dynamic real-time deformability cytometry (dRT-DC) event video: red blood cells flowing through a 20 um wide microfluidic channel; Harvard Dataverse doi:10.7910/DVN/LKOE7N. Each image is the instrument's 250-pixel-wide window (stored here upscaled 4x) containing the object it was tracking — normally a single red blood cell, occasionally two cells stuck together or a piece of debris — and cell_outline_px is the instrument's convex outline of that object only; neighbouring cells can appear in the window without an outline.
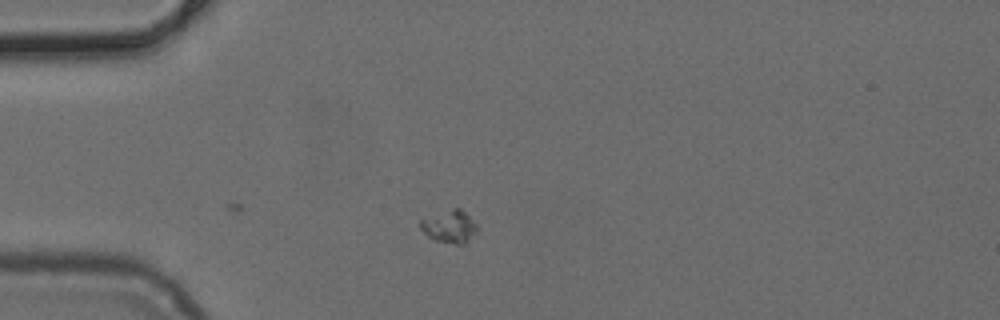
{"species": "common noctule bat (a hibernating species)", "species_latin": "Nyctalus noctula", "temperature_condition": "cold", "stored_images_in_passage": 6, "camera_frame_rate_fps": 3000, "um_per_image_px": 0.085, "animal": {"sex": "female", "body_mass_g": 24.6, "forearm_length_mm": 56.2}, "frame": {"image": 1, "passage_image": 6, "time_ms": 1.667, "image_size_px": [1000, 320], "cell_outline_px": [[476, 232], [460, 244], [456, 244], [432, 240], [420, 228], [420, 220], [452, 208], [460, 208], [476, 224]], "centroid_in_image_um": [38.16, 19.25], "position_along_channel_um": 46.8, "area_um2": 10.35}}